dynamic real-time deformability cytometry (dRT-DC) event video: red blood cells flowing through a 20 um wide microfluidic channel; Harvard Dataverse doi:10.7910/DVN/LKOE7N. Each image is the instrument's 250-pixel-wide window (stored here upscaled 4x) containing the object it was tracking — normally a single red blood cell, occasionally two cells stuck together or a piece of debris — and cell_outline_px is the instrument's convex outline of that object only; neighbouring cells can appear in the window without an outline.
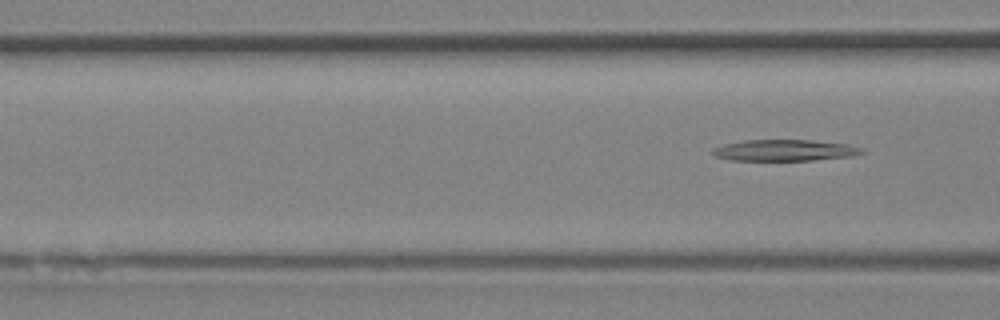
{"species": "Egyptian fruit bat (a non-hibernating species)", "species_latin": "Rousettus aegyptiacus", "temperature_condition": "room temperature", "stored_images_in_passage": 4, "camera_frame_rate_fps": 3000, "um_per_image_px": 0.085, "animal": {"sex": "female"}, "frame": {"image": 1, "passage_image": 4, "time_ms": 1.0, "image_size_px": [1000, 320], "cell_outline_px": [[868, 152], [852, 156], [812, 160], [732, 160], [716, 156], [712, 152], [712, 148], [724, 144], [744, 140], [812, 140], [848, 144], [864, 148]], "centroid_in_image_um": [66.76, 12.77], "position_along_channel_um": 99.8, "area_um2": 18.55}}